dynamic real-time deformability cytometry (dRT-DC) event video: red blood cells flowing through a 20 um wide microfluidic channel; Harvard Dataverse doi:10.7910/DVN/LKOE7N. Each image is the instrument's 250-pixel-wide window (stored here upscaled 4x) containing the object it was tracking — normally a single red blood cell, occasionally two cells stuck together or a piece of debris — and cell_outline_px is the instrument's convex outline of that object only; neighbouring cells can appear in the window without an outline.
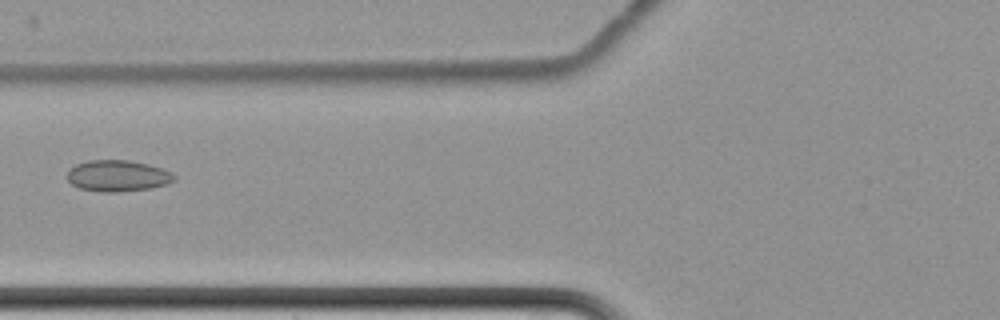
{"species": "common noctule bat (a hibernating species)", "species_latin": "Nyctalus noctula", "temperature_condition": "cold", "stored_images_in_passage": 8, "camera_frame_rate_fps": 3000, "um_per_image_px": 0.085, "animal": {"sex": "female", "body_mass_g": 22.7, "forearm_length_mm": 54.2}, "frame": {"image": 1, "passage_image": 8, "time_ms": 9.0, "image_size_px": [1000, 320], "cell_outline_px": [[176, 180], [168, 184], [152, 188], [116, 192], [100, 192], [80, 188], [72, 184], [68, 180], [68, 168], [76, 164], [88, 160], [128, 160], [148, 164], [172, 172], [176, 176]], "centroid_in_image_um": [10.02, 14.94], "position_along_channel_um": 115.8, "area_um2": 19.65}}